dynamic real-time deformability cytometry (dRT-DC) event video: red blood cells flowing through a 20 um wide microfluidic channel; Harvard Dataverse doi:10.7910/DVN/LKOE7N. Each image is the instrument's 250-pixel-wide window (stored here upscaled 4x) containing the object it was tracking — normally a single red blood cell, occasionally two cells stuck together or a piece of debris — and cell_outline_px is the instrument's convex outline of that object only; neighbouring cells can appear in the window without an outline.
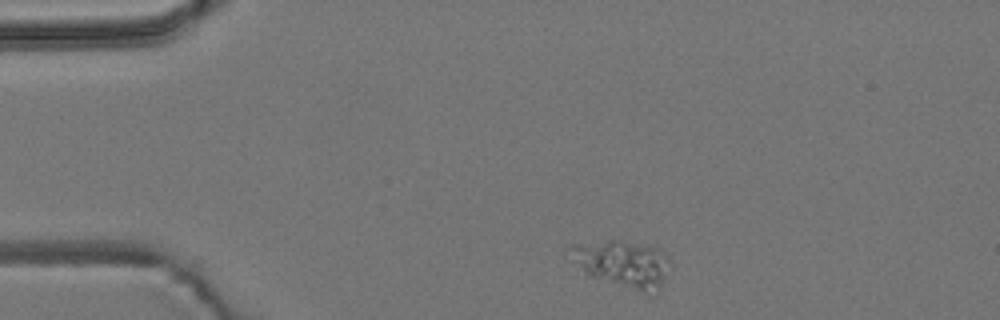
{"species": "common noctule bat (a hibernating species)", "species_latin": "Nyctalus noctula", "temperature_condition": "room temperature", "stored_images_in_passage": 4, "camera_frame_rate_fps": 3000, "um_per_image_px": 0.085, "animal": {"sex": "male", "body_mass_g": 19.2, "forearm_length_mm": 51.8}, "frame": {"image": 1, "passage_image": 1, "time_ms": 0.0, "image_size_px": [1000, 320], "cell_outline_px": [[672, 264], [656, 296], [588, 276], [584, 272], [568, 248], [572, 244], [608, 240], [620, 240], [660, 248], [668, 256]], "centroid_in_image_um": [53.03, 22.43], "position_along_channel_um": 32.0, "area_um2": 27.4}}
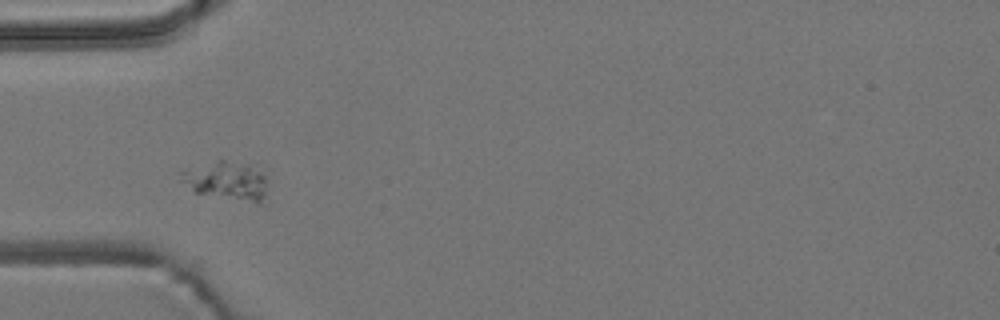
{"frame": {"image": 2, "passage_image": 3, "time_ms": 2.333, "image_size_px": [1000, 320], "cell_outline_px": [[264, 204], [256, 204], [192, 192], [176, 180], [180, 172], [220, 160], [224, 160], [248, 164], [260, 172], [264, 176]], "centroid_in_image_um": [19.19, 15.41], "position_along_channel_um": 65.8, "area_um2": 19.48}}
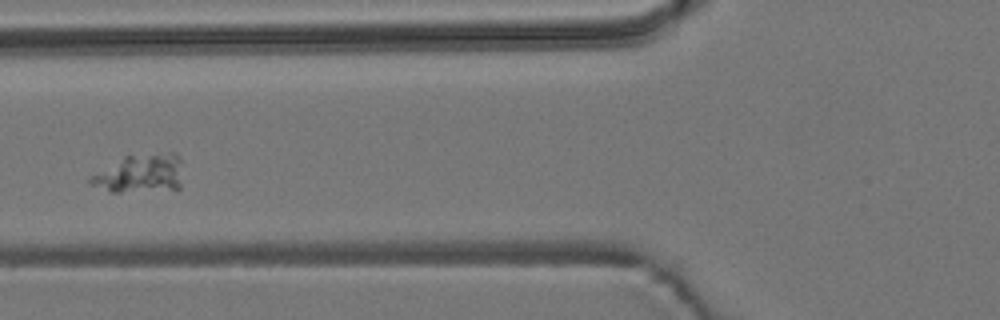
{"frame": {"image": 3, "passage_image": 4, "time_ms": 3.667, "image_size_px": [1000, 320], "cell_outline_px": [[180, 188], [120, 192], [112, 192], [88, 184], [88, 176], [124, 156], [168, 152], [176, 152], [180, 156]], "centroid_in_image_um": [11.87, 14.73], "position_along_channel_um": 113.9, "area_um2": 20.69}}